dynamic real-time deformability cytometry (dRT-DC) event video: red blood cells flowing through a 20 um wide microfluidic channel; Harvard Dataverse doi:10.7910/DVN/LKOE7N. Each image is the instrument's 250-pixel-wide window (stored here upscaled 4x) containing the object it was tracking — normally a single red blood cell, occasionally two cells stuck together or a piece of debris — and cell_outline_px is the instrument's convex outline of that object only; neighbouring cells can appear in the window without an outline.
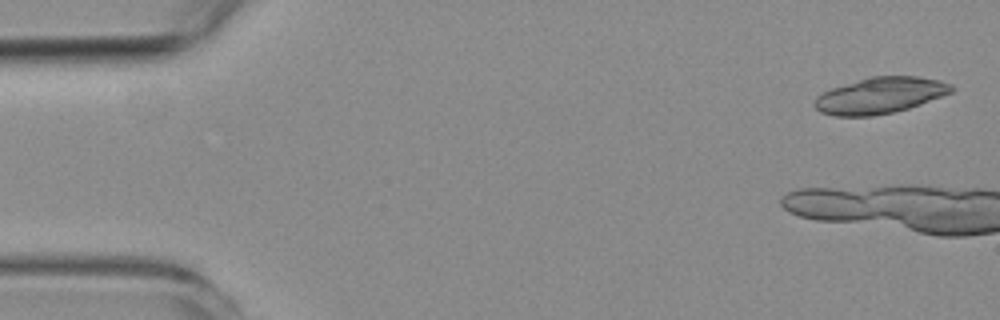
{"species": "common noctule bat (a hibernating species)", "species_latin": "Nyctalus noctula", "temperature_condition": "room temperature", "stored_images_in_passage": 5, "camera_frame_rate_fps": 3000, "um_per_image_px": 0.085, "animal": {"sex": "female", "body_mass_g": 19.3, "forearm_length_mm": 54.1}, "frame": {"image": 1, "passage_image": 2, "time_ms": 0.333, "image_size_px": [1000, 320], "cell_outline_px": [[956, 88], [952, 92], [920, 104], [908, 108], [892, 112], [872, 116], [836, 116], [820, 112], [816, 108], [816, 96], [832, 88], [868, 76], [916, 76], [940, 80], [952, 84]], "centroid_in_image_um": [74.83, 8.1], "position_along_channel_um": 10.2, "area_um2": 28.73}}